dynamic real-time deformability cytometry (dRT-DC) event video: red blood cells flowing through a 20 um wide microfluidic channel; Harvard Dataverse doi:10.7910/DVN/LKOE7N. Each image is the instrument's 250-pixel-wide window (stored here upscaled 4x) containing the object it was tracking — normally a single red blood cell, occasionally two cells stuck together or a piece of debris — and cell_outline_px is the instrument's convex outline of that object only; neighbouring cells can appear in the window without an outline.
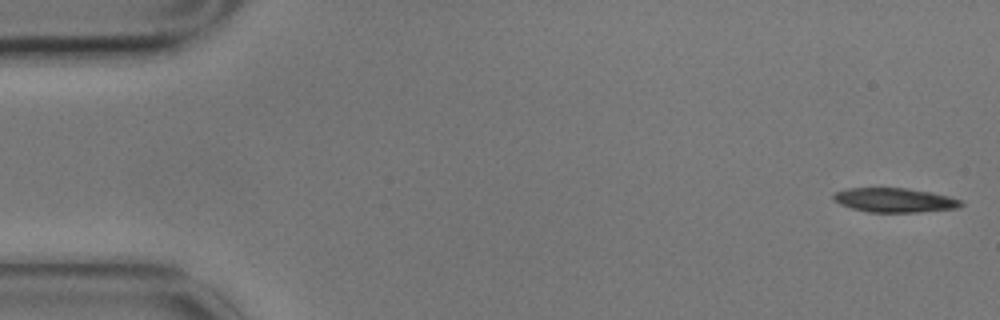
{"species": "common noctule bat (a hibernating species)", "species_latin": "Nyctalus noctula", "temperature_condition": "cold", "stored_images_in_passage": 6, "camera_frame_rate_fps": 3000, "um_per_image_px": 0.085, "animal": {"sex": "male", "body_mass_g": 17.9}, "frame": {"image": 1, "passage_image": 1, "time_ms": 0.0, "image_size_px": [1000, 320], "cell_outline_px": [[964, 204], [956, 208], [920, 212], [868, 212], [852, 208], [840, 204], [832, 200], [832, 196], [836, 192], [848, 188], [908, 188], [932, 192], [964, 200]], "centroid_in_image_um": [76.06, 17.01], "position_along_channel_um": 8.9, "area_um2": 18.15}}
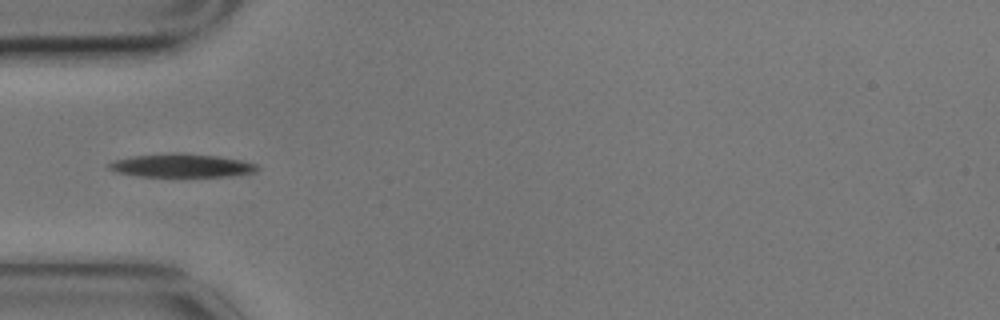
{"frame": {"image": 2, "passage_image": 5, "time_ms": 1.333, "image_size_px": [1000, 320], "cell_outline_px": [[260, 168], [256, 172], [224, 176], [140, 176], [116, 172], [108, 168], [108, 164], [116, 160], [132, 156], [216, 156], [240, 160], [256, 164]], "centroid_in_image_um": [15.46, 14.12], "position_along_channel_um": 69.5, "area_um2": 18.73}}